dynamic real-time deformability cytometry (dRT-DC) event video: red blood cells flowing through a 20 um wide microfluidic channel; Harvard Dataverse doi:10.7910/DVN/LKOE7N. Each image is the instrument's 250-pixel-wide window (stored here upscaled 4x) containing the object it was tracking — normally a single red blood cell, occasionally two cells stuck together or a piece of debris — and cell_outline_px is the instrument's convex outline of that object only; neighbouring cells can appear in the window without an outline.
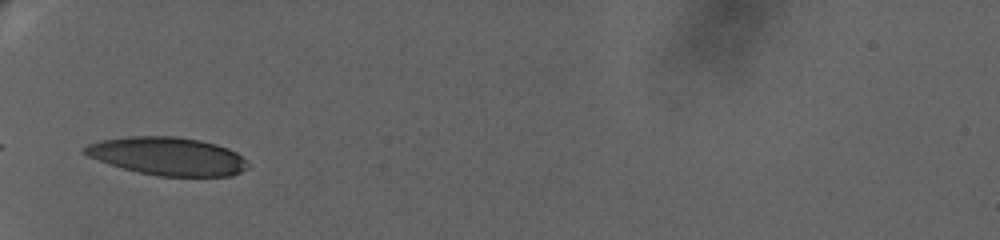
{"species": "human", "species_latin": "Homo sapiens", "temperature_condition": "warm", "stored_images_in_passage": 15, "camera_frame_rate_fps": 3000, "um_per_image_px": 0.085, "donor": {"sex": "female"}, "frame": {"image": 1, "passage_image": 1, "time_ms": 0.0, "image_size_px": [1000, 240], "cell_outline_px": [[248, 168], [232, 176], [160, 176], [140, 172], [124, 168], [88, 156], [80, 152], [80, 148], [88, 144], [100, 140], [128, 136], [176, 136], [200, 140], [216, 144], [228, 148], [236, 152], [244, 160]], "centroid_in_image_um": [14.22, 13.26], "position_along_channel_um": 70.8, "area_um2": 36.01}}
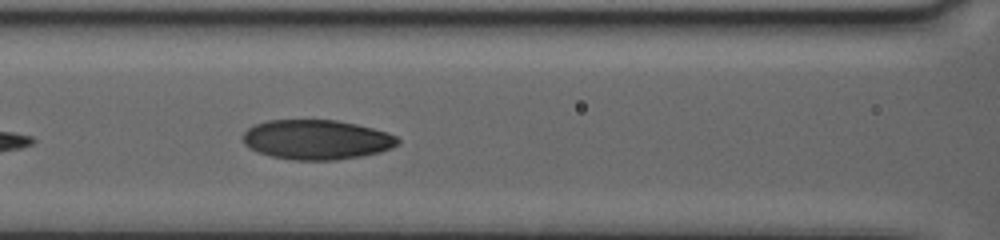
{"frame": {"image": 2, "passage_image": 8, "time_ms": 2.333, "image_size_px": [1000, 240], "cell_outline_px": [[400, 144], [380, 152], [360, 156], [336, 160], [292, 160], [272, 156], [248, 148], [244, 144], [244, 132], [248, 128], [256, 124], [268, 120], [336, 120], [356, 124], [388, 132], [396, 136], [400, 140]], "centroid_in_image_um": [26.93, 11.87], "position_along_channel_um": 139.7, "area_um2": 35.78}}
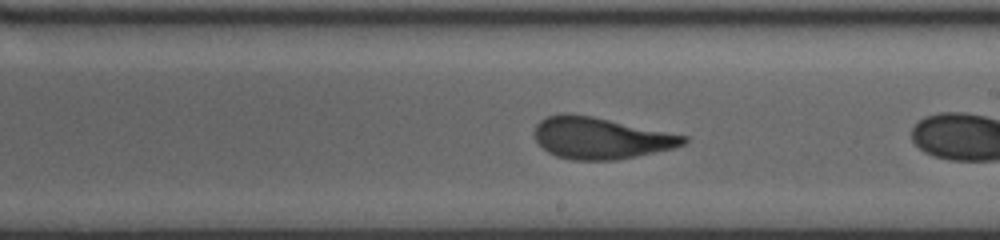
{"frame": {"image": 3, "passage_image": 14, "time_ms": 4.333, "image_size_px": [1000, 240], "cell_outline_px": [[688, 140], [684, 144], [672, 148], [636, 156], [616, 160], [572, 160], [556, 156], [548, 152], [536, 140], [532, 132], [536, 124], [544, 116], [560, 112], [568, 112], [592, 116], [688, 136]], "centroid_in_image_um": [50.99, 11.72], "position_along_channel_um": 238.0, "area_um2": 36.3}}